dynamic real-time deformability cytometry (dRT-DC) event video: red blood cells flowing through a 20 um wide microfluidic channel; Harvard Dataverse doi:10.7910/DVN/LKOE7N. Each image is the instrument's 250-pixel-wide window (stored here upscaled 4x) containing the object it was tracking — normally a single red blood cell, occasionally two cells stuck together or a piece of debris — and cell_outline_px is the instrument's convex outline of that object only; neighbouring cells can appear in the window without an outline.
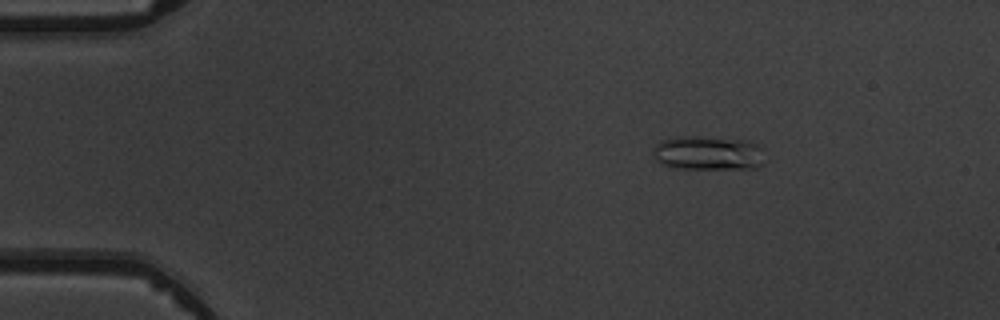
{"species": "common noctule bat (a hibernating species)", "species_latin": "Nyctalus noctula", "temperature_condition": "warm", "stored_images_in_passage": 6, "camera_frame_rate_fps": 3000, "um_per_image_px": 0.085, "animal": {"sex": "male", "body_mass_g": 19.5, "forearm_length_mm": 54.6}, "frame": {"image": 1, "passage_image": 3, "time_ms": 2.333, "image_size_px": [1000, 320], "cell_outline_px": [[764, 164], [756, 168], [680, 168], [660, 164], [656, 160], [652, 152], [652, 148], [656, 144], [664, 140], [676, 136], [692, 136], [748, 140], [764, 148]], "centroid_in_image_um": [60.22, 13.0], "position_along_channel_um": 24.8, "area_um2": 22.43}}
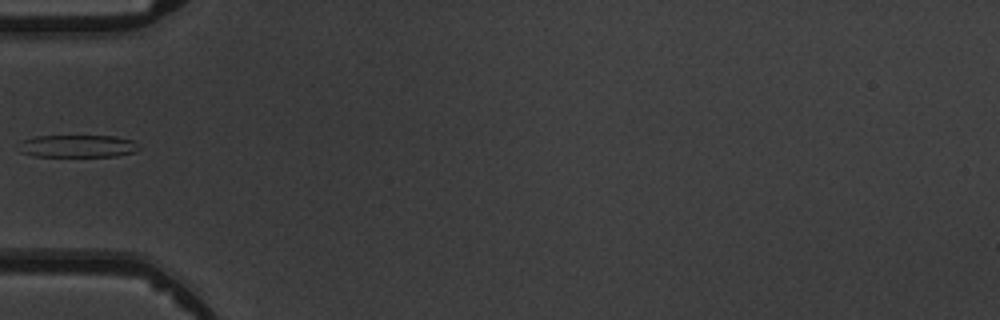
{"frame": {"image": 2, "passage_image": 6, "time_ms": 5.667, "image_size_px": [1000, 320], "cell_outline_px": [[140, 148], [136, 152], [116, 156], [36, 156], [20, 152], [20, 140], [36, 136], [116, 136], [132, 140]], "centroid_in_image_um": [6.61, 12.41], "position_along_channel_um": 78.4, "area_um2": 15.72}}